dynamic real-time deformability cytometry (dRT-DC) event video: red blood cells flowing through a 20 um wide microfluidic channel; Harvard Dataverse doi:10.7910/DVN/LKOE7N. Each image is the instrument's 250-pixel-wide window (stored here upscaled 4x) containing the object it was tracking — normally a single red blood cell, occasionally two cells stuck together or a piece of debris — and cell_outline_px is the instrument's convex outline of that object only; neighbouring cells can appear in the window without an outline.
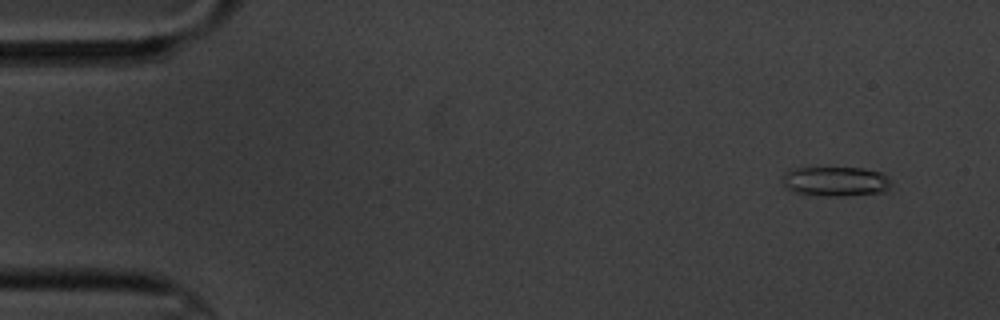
{"species": "common noctule bat (a hibernating species)", "species_latin": "Nyctalus noctula", "temperature_condition": "cold", "stored_images_in_passage": 5, "camera_frame_rate_fps": 3000, "um_per_image_px": 0.085, "animal": {"sex": "male", "body_mass_g": 20.1, "forearm_length_mm": 53.5}, "frame": {"image": 1, "passage_image": 1, "time_ms": 0.0, "image_size_px": [1000, 320], "cell_outline_px": [[892, 184], [884, 192], [844, 196], [804, 196], [792, 192], [784, 188], [780, 180], [784, 172], [788, 168], [864, 168], [884, 172], [892, 180]], "centroid_in_image_um": [70.96, 15.43], "position_along_channel_um": 14.0, "area_um2": 19.71}}